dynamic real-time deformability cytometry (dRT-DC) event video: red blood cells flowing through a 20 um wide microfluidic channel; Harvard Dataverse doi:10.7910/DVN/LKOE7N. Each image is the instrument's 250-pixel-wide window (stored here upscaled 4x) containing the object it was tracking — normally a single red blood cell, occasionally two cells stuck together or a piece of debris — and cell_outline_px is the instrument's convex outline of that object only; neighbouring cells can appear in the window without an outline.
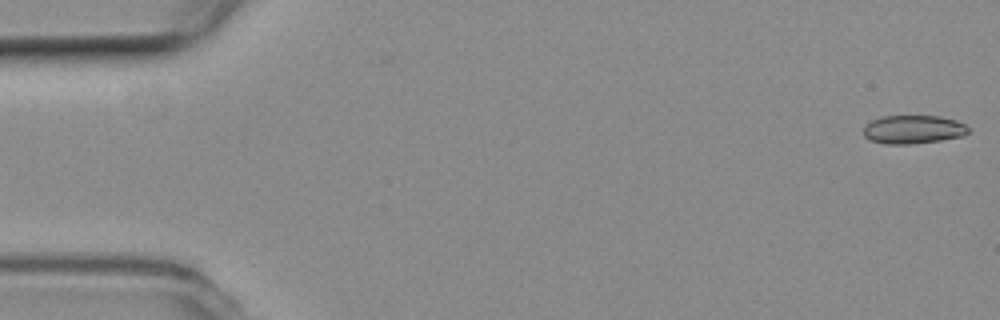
{"species": "common noctule bat (a hibernating species)", "species_latin": "Nyctalus noctula", "temperature_condition": "room temperature", "stored_images_in_passage": 11, "camera_frame_rate_fps": 3000, "um_per_image_px": 0.085, "animal": {"sex": "female", "body_mass_g": 19.3, "forearm_length_mm": 54.1}, "frame": {"image": 1, "passage_image": 1, "time_ms": 0.0, "image_size_px": [1000, 320], "cell_outline_px": [[968, 132], [964, 136], [940, 140], [912, 144], [884, 144], [868, 140], [864, 136], [864, 124], [880, 116], [940, 116], [956, 120], [964, 124], [968, 128]], "centroid_in_image_um": [77.58, 11.0], "position_along_channel_um": 7.4, "area_um2": 17.57}}